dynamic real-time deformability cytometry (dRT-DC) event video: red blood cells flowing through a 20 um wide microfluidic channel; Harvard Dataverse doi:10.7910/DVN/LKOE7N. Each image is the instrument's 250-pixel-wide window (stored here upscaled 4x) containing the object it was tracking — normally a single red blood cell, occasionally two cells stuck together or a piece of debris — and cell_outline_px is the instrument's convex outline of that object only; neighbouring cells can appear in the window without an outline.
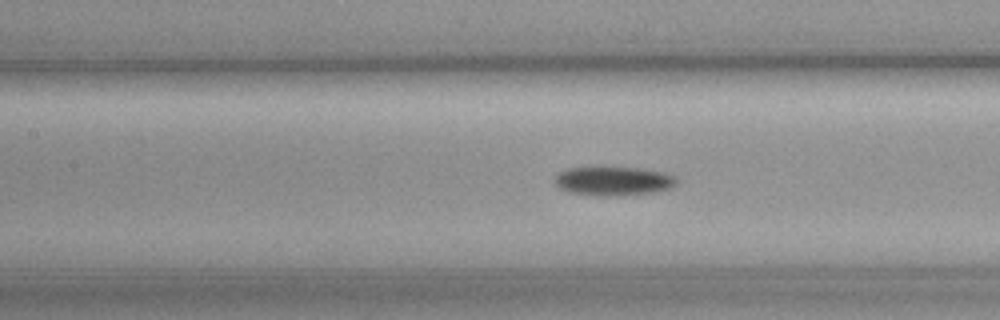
{"species": "common noctule bat (a hibernating species)", "species_latin": "Nyctalus noctula", "temperature_condition": "cold", "stored_images_in_passage": 47, "camera_frame_rate_fps": 3000, "um_per_image_px": 0.085, "animal": {"sex": "female", "body_mass_g": 19.3, "forearm_length_mm": 54.1}, "frame": {"image": 1, "passage_image": 14, "time_ms": 4.333, "image_size_px": [1000, 320], "cell_outline_px": [[668, 180], [664, 184], [648, 188], [576, 188], [564, 184], [560, 180], [568, 172], [592, 168], [600, 168], [644, 172], [660, 176]], "centroid_in_image_um": [51.97, 15.22], "position_along_channel_um": 155.4, "area_um2": 12.14}}
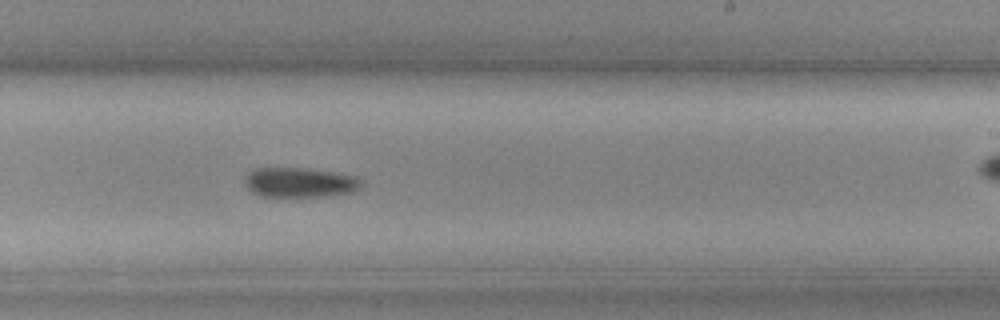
{"frame": {"image": 2, "passage_image": 23, "time_ms": 7.333, "image_size_px": [1000, 320], "cell_outline_px": [[348, 184], [344, 188], [312, 192], [272, 192], [260, 188], [252, 184], [252, 176], [260, 172], [304, 172], [332, 176], [348, 180]], "centroid_in_image_um": [25.25, 15.47], "position_along_channel_um": 263.8, "area_um2": 11.5}}
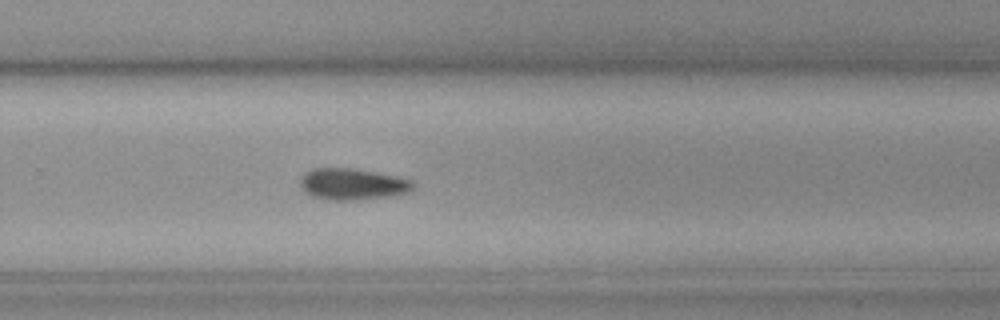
{"frame": {"image": 3, "passage_image": 26, "time_ms": 8.333, "image_size_px": [1000, 320], "cell_outline_px": [[404, 184], [400, 188], [384, 192], [336, 196], [316, 192], [308, 188], [304, 180], [308, 176], [316, 172], [356, 172], [380, 176], [400, 180]], "centroid_in_image_um": [29.77, 15.59], "position_along_channel_um": 300.0, "area_um2": 12.89}}